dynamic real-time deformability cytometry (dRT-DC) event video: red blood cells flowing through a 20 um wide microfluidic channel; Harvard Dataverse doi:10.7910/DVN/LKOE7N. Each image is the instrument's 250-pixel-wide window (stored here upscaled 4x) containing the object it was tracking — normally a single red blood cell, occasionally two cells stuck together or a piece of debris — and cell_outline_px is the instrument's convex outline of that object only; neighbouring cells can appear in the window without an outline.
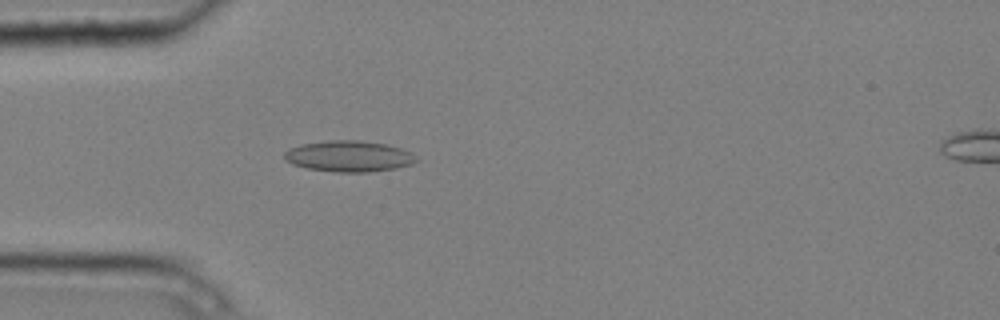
{"species": "common noctule bat (a hibernating species)", "species_latin": "Nyctalus noctula", "temperature_condition": "cold", "stored_images_in_passage": 6, "camera_frame_rate_fps": 3000, "um_per_image_px": 0.085, "animal": {"sex": "male", "body_mass_g": 20.4}, "frame": {"image": 1, "passage_image": 5, "time_ms": 1.333, "image_size_px": [1000, 320], "cell_outline_px": [[420, 160], [412, 164], [396, 168], [368, 172], [332, 172], [308, 168], [292, 164], [284, 160], [284, 152], [288, 148], [300, 144], [328, 140], [356, 140], [384, 144], [400, 148], [412, 152]], "centroid_in_image_um": [29.64, 13.28], "position_along_channel_um": 55.4, "area_um2": 24.04}}